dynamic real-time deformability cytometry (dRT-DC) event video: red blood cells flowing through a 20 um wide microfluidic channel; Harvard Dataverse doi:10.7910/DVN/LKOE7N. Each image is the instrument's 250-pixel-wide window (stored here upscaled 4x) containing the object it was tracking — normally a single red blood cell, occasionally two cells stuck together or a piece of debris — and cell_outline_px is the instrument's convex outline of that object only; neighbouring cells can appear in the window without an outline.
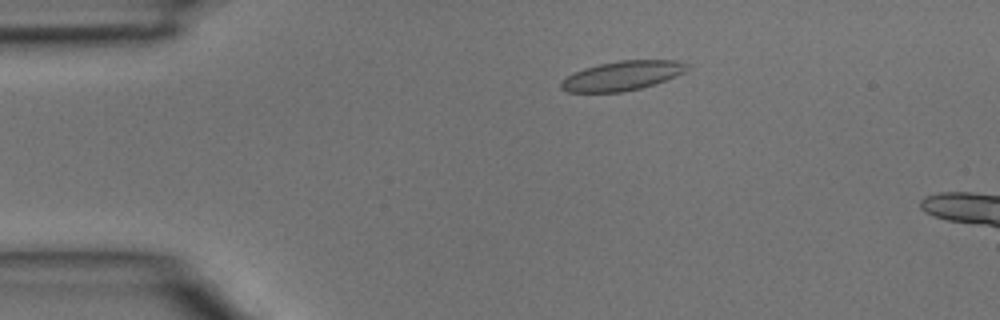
{"species": "common noctule bat (a hibernating species)", "species_latin": "Nyctalus noctula", "temperature_condition": "room temperature", "stored_images_in_passage": 2, "camera_frame_rate_fps": 3000, "um_per_image_px": 0.085, "animal": {"sex": "male", "body_mass_g": 15.6}, "frame": {"image": 1, "passage_image": 1, "time_ms": 0.0, "image_size_px": [1000, 320], "cell_outline_px": [[688, 68], [684, 72], [676, 76], [656, 84], [624, 92], [568, 92], [560, 88], [560, 84], [572, 72], [584, 68], [600, 64], [620, 60], [680, 60], [688, 64]], "centroid_in_image_um": [52.91, 6.43], "position_along_channel_um": 32.1, "area_um2": 21.62}}